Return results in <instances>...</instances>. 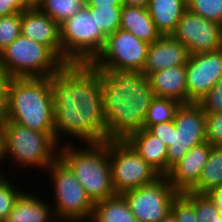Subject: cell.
Wrapping results in <instances>:
<instances>
[{"mask_svg": "<svg viewBox=\"0 0 222 222\" xmlns=\"http://www.w3.org/2000/svg\"><path fill=\"white\" fill-rule=\"evenodd\" d=\"M189 57L187 48L171 35H161L149 44L142 70L146 76L159 70L186 65Z\"/></svg>", "mask_w": 222, "mask_h": 222, "instance_id": "17", "label": "cell"}, {"mask_svg": "<svg viewBox=\"0 0 222 222\" xmlns=\"http://www.w3.org/2000/svg\"><path fill=\"white\" fill-rule=\"evenodd\" d=\"M94 16L97 26L106 35L120 29L121 10L123 6H87Z\"/></svg>", "mask_w": 222, "mask_h": 222, "instance_id": "27", "label": "cell"}, {"mask_svg": "<svg viewBox=\"0 0 222 222\" xmlns=\"http://www.w3.org/2000/svg\"><path fill=\"white\" fill-rule=\"evenodd\" d=\"M160 222H177L173 214L170 212L165 218H163Z\"/></svg>", "mask_w": 222, "mask_h": 222, "instance_id": "44", "label": "cell"}, {"mask_svg": "<svg viewBox=\"0 0 222 222\" xmlns=\"http://www.w3.org/2000/svg\"><path fill=\"white\" fill-rule=\"evenodd\" d=\"M108 154L116 194L154 183L161 177L126 140H108Z\"/></svg>", "mask_w": 222, "mask_h": 222, "instance_id": "9", "label": "cell"}, {"mask_svg": "<svg viewBox=\"0 0 222 222\" xmlns=\"http://www.w3.org/2000/svg\"><path fill=\"white\" fill-rule=\"evenodd\" d=\"M219 187H222V146H212L198 182L189 191L206 194Z\"/></svg>", "mask_w": 222, "mask_h": 222, "instance_id": "24", "label": "cell"}, {"mask_svg": "<svg viewBox=\"0 0 222 222\" xmlns=\"http://www.w3.org/2000/svg\"><path fill=\"white\" fill-rule=\"evenodd\" d=\"M21 35L47 46L61 60L59 25L38 8L21 12Z\"/></svg>", "mask_w": 222, "mask_h": 222, "instance_id": "16", "label": "cell"}, {"mask_svg": "<svg viewBox=\"0 0 222 222\" xmlns=\"http://www.w3.org/2000/svg\"><path fill=\"white\" fill-rule=\"evenodd\" d=\"M13 77L0 65V103L6 107L8 88Z\"/></svg>", "mask_w": 222, "mask_h": 222, "instance_id": "37", "label": "cell"}, {"mask_svg": "<svg viewBox=\"0 0 222 222\" xmlns=\"http://www.w3.org/2000/svg\"><path fill=\"white\" fill-rule=\"evenodd\" d=\"M85 6H123V0H84Z\"/></svg>", "mask_w": 222, "mask_h": 222, "instance_id": "39", "label": "cell"}, {"mask_svg": "<svg viewBox=\"0 0 222 222\" xmlns=\"http://www.w3.org/2000/svg\"><path fill=\"white\" fill-rule=\"evenodd\" d=\"M187 9L222 25V0H187Z\"/></svg>", "mask_w": 222, "mask_h": 222, "instance_id": "29", "label": "cell"}, {"mask_svg": "<svg viewBox=\"0 0 222 222\" xmlns=\"http://www.w3.org/2000/svg\"><path fill=\"white\" fill-rule=\"evenodd\" d=\"M171 36L187 48L189 55L222 48V25L194 14L188 9L181 16Z\"/></svg>", "mask_w": 222, "mask_h": 222, "instance_id": "13", "label": "cell"}, {"mask_svg": "<svg viewBox=\"0 0 222 222\" xmlns=\"http://www.w3.org/2000/svg\"><path fill=\"white\" fill-rule=\"evenodd\" d=\"M221 78L222 48L189 55L186 63L189 103H198Z\"/></svg>", "mask_w": 222, "mask_h": 222, "instance_id": "14", "label": "cell"}, {"mask_svg": "<svg viewBox=\"0 0 222 222\" xmlns=\"http://www.w3.org/2000/svg\"><path fill=\"white\" fill-rule=\"evenodd\" d=\"M84 5V0H43L38 9L60 25Z\"/></svg>", "mask_w": 222, "mask_h": 222, "instance_id": "26", "label": "cell"}, {"mask_svg": "<svg viewBox=\"0 0 222 222\" xmlns=\"http://www.w3.org/2000/svg\"><path fill=\"white\" fill-rule=\"evenodd\" d=\"M2 129L5 159L11 158L24 168L34 166L46 170L59 158V151L56 150L60 143L54 138V133L34 131L6 119Z\"/></svg>", "mask_w": 222, "mask_h": 222, "instance_id": "5", "label": "cell"}, {"mask_svg": "<svg viewBox=\"0 0 222 222\" xmlns=\"http://www.w3.org/2000/svg\"><path fill=\"white\" fill-rule=\"evenodd\" d=\"M31 9L24 0H0V17Z\"/></svg>", "mask_w": 222, "mask_h": 222, "instance_id": "36", "label": "cell"}, {"mask_svg": "<svg viewBox=\"0 0 222 222\" xmlns=\"http://www.w3.org/2000/svg\"><path fill=\"white\" fill-rule=\"evenodd\" d=\"M180 104L172 98L154 97L144 119L143 129L158 123L173 121Z\"/></svg>", "mask_w": 222, "mask_h": 222, "instance_id": "25", "label": "cell"}, {"mask_svg": "<svg viewBox=\"0 0 222 222\" xmlns=\"http://www.w3.org/2000/svg\"><path fill=\"white\" fill-rule=\"evenodd\" d=\"M7 180L0 186V222H4L11 213L15 202L19 196L23 193Z\"/></svg>", "mask_w": 222, "mask_h": 222, "instance_id": "31", "label": "cell"}, {"mask_svg": "<svg viewBox=\"0 0 222 222\" xmlns=\"http://www.w3.org/2000/svg\"><path fill=\"white\" fill-rule=\"evenodd\" d=\"M205 114L222 113V78L198 102Z\"/></svg>", "mask_w": 222, "mask_h": 222, "instance_id": "32", "label": "cell"}, {"mask_svg": "<svg viewBox=\"0 0 222 222\" xmlns=\"http://www.w3.org/2000/svg\"><path fill=\"white\" fill-rule=\"evenodd\" d=\"M52 77L13 78L8 88L5 119L31 130L54 133Z\"/></svg>", "mask_w": 222, "mask_h": 222, "instance_id": "3", "label": "cell"}, {"mask_svg": "<svg viewBox=\"0 0 222 222\" xmlns=\"http://www.w3.org/2000/svg\"><path fill=\"white\" fill-rule=\"evenodd\" d=\"M194 207L197 222H220V212L206 194L181 193Z\"/></svg>", "mask_w": 222, "mask_h": 222, "instance_id": "28", "label": "cell"}, {"mask_svg": "<svg viewBox=\"0 0 222 222\" xmlns=\"http://www.w3.org/2000/svg\"><path fill=\"white\" fill-rule=\"evenodd\" d=\"M24 2L32 9V8H38L43 0H24Z\"/></svg>", "mask_w": 222, "mask_h": 222, "instance_id": "42", "label": "cell"}, {"mask_svg": "<svg viewBox=\"0 0 222 222\" xmlns=\"http://www.w3.org/2000/svg\"><path fill=\"white\" fill-rule=\"evenodd\" d=\"M5 120V107L0 103V127L3 126Z\"/></svg>", "mask_w": 222, "mask_h": 222, "instance_id": "43", "label": "cell"}, {"mask_svg": "<svg viewBox=\"0 0 222 222\" xmlns=\"http://www.w3.org/2000/svg\"><path fill=\"white\" fill-rule=\"evenodd\" d=\"M21 35V12L0 17V53Z\"/></svg>", "mask_w": 222, "mask_h": 222, "instance_id": "30", "label": "cell"}, {"mask_svg": "<svg viewBox=\"0 0 222 222\" xmlns=\"http://www.w3.org/2000/svg\"><path fill=\"white\" fill-rule=\"evenodd\" d=\"M149 14L161 35H171L187 10V0H150Z\"/></svg>", "mask_w": 222, "mask_h": 222, "instance_id": "22", "label": "cell"}, {"mask_svg": "<svg viewBox=\"0 0 222 222\" xmlns=\"http://www.w3.org/2000/svg\"><path fill=\"white\" fill-rule=\"evenodd\" d=\"M91 222H138L122 194L94 203Z\"/></svg>", "mask_w": 222, "mask_h": 222, "instance_id": "23", "label": "cell"}, {"mask_svg": "<svg viewBox=\"0 0 222 222\" xmlns=\"http://www.w3.org/2000/svg\"><path fill=\"white\" fill-rule=\"evenodd\" d=\"M178 194L168 178L161 176L154 183L122 195L138 222H160L171 212L172 202Z\"/></svg>", "mask_w": 222, "mask_h": 222, "instance_id": "12", "label": "cell"}, {"mask_svg": "<svg viewBox=\"0 0 222 222\" xmlns=\"http://www.w3.org/2000/svg\"><path fill=\"white\" fill-rule=\"evenodd\" d=\"M171 213L177 222H197L193 205L181 193L173 200Z\"/></svg>", "mask_w": 222, "mask_h": 222, "instance_id": "33", "label": "cell"}, {"mask_svg": "<svg viewBox=\"0 0 222 222\" xmlns=\"http://www.w3.org/2000/svg\"><path fill=\"white\" fill-rule=\"evenodd\" d=\"M206 195L213 202L216 209L222 214V187L210 190Z\"/></svg>", "mask_w": 222, "mask_h": 222, "instance_id": "38", "label": "cell"}, {"mask_svg": "<svg viewBox=\"0 0 222 222\" xmlns=\"http://www.w3.org/2000/svg\"><path fill=\"white\" fill-rule=\"evenodd\" d=\"M125 140L161 176L167 175V146L160 138L147 129H141Z\"/></svg>", "mask_w": 222, "mask_h": 222, "instance_id": "19", "label": "cell"}, {"mask_svg": "<svg viewBox=\"0 0 222 222\" xmlns=\"http://www.w3.org/2000/svg\"><path fill=\"white\" fill-rule=\"evenodd\" d=\"M149 43L122 29L106 37L101 52L90 63L97 70L142 72Z\"/></svg>", "mask_w": 222, "mask_h": 222, "instance_id": "10", "label": "cell"}, {"mask_svg": "<svg viewBox=\"0 0 222 222\" xmlns=\"http://www.w3.org/2000/svg\"><path fill=\"white\" fill-rule=\"evenodd\" d=\"M120 29L132 33L149 44L155 42L161 36L155 27L148 8L145 7L123 5Z\"/></svg>", "mask_w": 222, "mask_h": 222, "instance_id": "20", "label": "cell"}, {"mask_svg": "<svg viewBox=\"0 0 222 222\" xmlns=\"http://www.w3.org/2000/svg\"><path fill=\"white\" fill-rule=\"evenodd\" d=\"M211 149L212 145L208 141L193 146L170 168L166 177L179 193L189 191L198 182Z\"/></svg>", "mask_w": 222, "mask_h": 222, "instance_id": "15", "label": "cell"}, {"mask_svg": "<svg viewBox=\"0 0 222 222\" xmlns=\"http://www.w3.org/2000/svg\"><path fill=\"white\" fill-rule=\"evenodd\" d=\"M47 172L55 189L56 205L52 210L58 222L90 221L94 203L71 169L58 158L47 168Z\"/></svg>", "mask_w": 222, "mask_h": 222, "instance_id": "8", "label": "cell"}, {"mask_svg": "<svg viewBox=\"0 0 222 222\" xmlns=\"http://www.w3.org/2000/svg\"><path fill=\"white\" fill-rule=\"evenodd\" d=\"M102 105L108 140H125L143 129L155 97L149 77L142 72L100 70Z\"/></svg>", "mask_w": 222, "mask_h": 222, "instance_id": "2", "label": "cell"}, {"mask_svg": "<svg viewBox=\"0 0 222 222\" xmlns=\"http://www.w3.org/2000/svg\"><path fill=\"white\" fill-rule=\"evenodd\" d=\"M51 209L45 201L23 192L4 222H58Z\"/></svg>", "mask_w": 222, "mask_h": 222, "instance_id": "21", "label": "cell"}, {"mask_svg": "<svg viewBox=\"0 0 222 222\" xmlns=\"http://www.w3.org/2000/svg\"><path fill=\"white\" fill-rule=\"evenodd\" d=\"M149 1L150 0H123V5L147 8Z\"/></svg>", "mask_w": 222, "mask_h": 222, "instance_id": "40", "label": "cell"}, {"mask_svg": "<svg viewBox=\"0 0 222 222\" xmlns=\"http://www.w3.org/2000/svg\"><path fill=\"white\" fill-rule=\"evenodd\" d=\"M147 130L154 136L160 138L166 146L171 145L172 121L151 125Z\"/></svg>", "mask_w": 222, "mask_h": 222, "instance_id": "35", "label": "cell"}, {"mask_svg": "<svg viewBox=\"0 0 222 222\" xmlns=\"http://www.w3.org/2000/svg\"><path fill=\"white\" fill-rule=\"evenodd\" d=\"M5 160L4 156V133L2 127H0V162Z\"/></svg>", "mask_w": 222, "mask_h": 222, "instance_id": "41", "label": "cell"}, {"mask_svg": "<svg viewBox=\"0 0 222 222\" xmlns=\"http://www.w3.org/2000/svg\"><path fill=\"white\" fill-rule=\"evenodd\" d=\"M59 29L61 61L65 65L90 64L106 42L107 36L85 5L60 24Z\"/></svg>", "mask_w": 222, "mask_h": 222, "instance_id": "6", "label": "cell"}, {"mask_svg": "<svg viewBox=\"0 0 222 222\" xmlns=\"http://www.w3.org/2000/svg\"><path fill=\"white\" fill-rule=\"evenodd\" d=\"M0 65L13 78H47L65 64L45 45L23 35L0 53Z\"/></svg>", "mask_w": 222, "mask_h": 222, "instance_id": "7", "label": "cell"}, {"mask_svg": "<svg viewBox=\"0 0 222 222\" xmlns=\"http://www.w3.org/2000/svg\"><path fill=\"white\" fill-rule=\"evenodd\" d=\"M220 222H222V214L220 213Z\"/></svg>", "mask_w": 222, "mask_h": 222, "instance_id": "46", "label": "cell"}, {"mask_svg": "<svg viewBox=\"0 0 222 222\" xmlns=\"http://www.w3.org/2000/svg\"><path fill=\"white\" fill-rule=\"evenodd\" d=\"M206 141L212 146H222V113L206 114Z\"/></svg>", "mask_w": 222, "mask_h": 222, "instance_id": "34", "label": "cell"}, {"mask_svg": "<svg viewBox=\"0 0 222 222\" xmlns=\"http://www.w3.org/2000/svg\"><path fill=\"white\" fill-rule=\"evenodd\" d=\"M206 114L199 103H182L172 121L171 145L167 147V174L193 147L206 141Z\"/></svg>", "mask_w": 222, "mask_h": 222, "instance_id": "11", "label": "cell"}, {"mask_svg": "<svg viewBox=\"0 0 222 222\" xmlns=\"http://www.w3.org/2000/svg\"><path fill=\"white\" fill-rule=\"evenodd\" d=\"M59 158L71 169L93 203L116 195L112 184L108 141L77 148L64 143Z\"/></svg>", "mask_w": 222, "mask_h": 222, "instance_id": "4", "label": "cell"}, {"mask_svg": "<svg viewBox=\"0 0 222 222\" xmlns=\"http://www.w3.org/2000/svg\"><path fill=\"white\" fill-rule=\"evenodd\" d=\"M148 77L155 97L172 98L181 104L189 103L186 65L159 70Z\"/></svg>", "mask_w": 222, "mask_h": 222, "instance_id": "18", "label": "cell"}, {"mask_svg": "<svg viewBox=\"0 0 222 222\" xmlns=\"http://www.w3.org/2000/svg\"><path fill=\"white\" fill-rule=\"evenodd\" d=\"M5 175H3V171L0 169V186L3 185L8 179H5Z\"/></svg>", "mask_w": 222, "mask_h": 222, "instance_id": "45", "label": "cell"}, {"mask_svg": "<svg viewBox=\"0 0 222 222\" xmlns=\"http://www.w3.org/2000/svg\"><path fill=\"white\" fill-rule=\"evenodd\" d=\"M51 89L57 142L65 133L86 144L107 141L100 70L90 64H67L52 76Z\"/></svg>", "mask_w": 222, "mask_h": 222, "instance_id": "1", "label": "cell"}]
</instances>
